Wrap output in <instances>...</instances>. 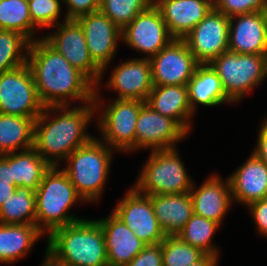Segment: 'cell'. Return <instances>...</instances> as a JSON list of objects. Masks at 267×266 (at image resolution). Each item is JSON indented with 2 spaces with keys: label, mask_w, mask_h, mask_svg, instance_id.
<instances>
[{
  "label": "cell",
  "mask_w": 267,
  "mask_h": 266,
  "mask_svg": "<svg viewBox=\"0 0 267 266\" xmlns=\"http://www.w3.org/2000/svg\"><path fill=\"white\" fill-rule=\"evenodd\" d=\"M67 11L63 19H76L82 15L100 10L101 0H63Z\"/></svg>",
  "instance_id": "74e56055"
},
{
  "label": "cell",
  "mask_w": 267,
  "mask_h": 266,
  "mask_svg": "<svg viewBox=\"0 0 267 266\" xmlns=\"http://www.w3.org/2000/svg\"><path fill=\"white\" fill-rule=\"evenodd\" d=\"M29 44L20 33L0 29V73L26 64Z\"/></svg>",
  "instance_id": "1f68e13d"
},
{
  "label": "cell",
  "mask_w": 267,
  "mask_h": 266,
  "mask_svg": "<svg viewBox=\"0 0 267 266\" xmlns=\"http://www.w3.org/2000/svg\"><path fill=\"white\" fill-rule=\"evenodd\" d=\"M9 167L16 187L25 186L35 192L51 165L32 147L9 153Z\"/></svg>",
  "instance_id": "83f0119b"
},
{
  "label": "cell",
  "mask_w": 267,
  "mask_h": 266,
  "mask_svg": "<svg viewBox=\"0 0 267 266\" xmlns=\"http://www.w3.org/2000/svg\"><path fill=\"white\" fill-rule=\"evenodd\" d=\"M0 182L14 183L9 167V154L0 155Z\"/></svg>",
  "instance_id": "60d3db41"
},
{
  "label": "cell",
  "mask_w": 267,
  "mask_h": 266,
  "mask_svg": "<svg viewBox=\"0 0 267 266\" xmlns=\"http://www.w3.org/2000/svg\"><path fill=\"white\" fill-rule=\"evenodd\" d=\"M129 189L112 212L146 245L161 243L166 234L154 214L150 197L133 186Z\"/></svg>",
  "instance_id": "9a60e30c"
},
{
  "label": "cell",
  "mask_w": 267,
  "mask_h": 266,
  "mask_svg": "<svg viewBox=\"0 0 267 266\" xmlns=\"http://www.w3.org/2000/svg\"><path fill=\"white\" fill-rule=\"evenodd\" d=\"M46 245L57 259L71 266H108L103 230L96 219L53 230Z\"/></svg>",
  "instance_id": "3957f363"
},
{
  "label": "cell",
  "mask_w": 267,
  "mask_h": 266,
  "mask_svg": "<svg viewBox=\"0 0 267 266\" xmlns=\"http://www.w3.org/2000/svg\"><path fill=\"white\" fill-rule=\"evenodd\" d=\"M148 196L166 236H176L193 215V202L189 193Z\"/></svg>",
  "instance_id": "cb8c5ba5"
},
{
  "label": "cell",
  "mask_w": 267,
  "mask_h": 266,
  "mask_svg": "<svg viewBox=\"0 0 267 266\" xmlns=\"http://www.w3.org/2000/svg\"><path fill=\"white\" fill-rule=\"evenodd\" d=\"M188 100L192 112L197 106L215 107L223 103H234L227 95L216 71L210 64H199L188 81ZM198 104V105H197Z\"/></svg>",
  "instance_id": "d4e9b609"
},
{
  "label": "cell",
  "mask_w": 267,
  "mask_h": 266,
  "mask_svg": "<svg viewBox=\"0 0 267 266\" xmlns=\"http://www.w3.org/2000/svg\"><path fill=\"white\" fill-rule=\"evenodd\" d=\"M168 32L183 39L214 8V0H153Z\"/></svg>",
  "instance_id": "d6986e66"
},
{
  "label": "cell",
  "mask_w": 267,
  "mask_h": 266,
  "mask_svg": "<svg viewBox=\"0 0 267 266\" xmlns=\"http://www.w3.org/2000/svg\"><path fill=\"white\" fill-rule=\"evenodd\" d=\"M257 146L252 154L267 164V117L263 120L260 130L258 131Z\"/></svg>",
  "instance_id": "ab89813d"
},
{
  "label": "cell",
  "mask_w": 267,
  "mask_h": 266,
  "mask_svg": "<svg viewBox=\"0 0 267 266\" xmlns=\"http://www.w3.org/2000/svg\"><path fill=\"white\" fill-rule=\"evenodd\" d=\"M34 125V118L0 113V155L32 148Z\"/></svg>",
  "instance_id": "4316f807"
},
{
  "label": "cell",
  "mask_w": 267,
  "mask_h": 266,
  "mask_svg": "<svg viewBox=\"0 0 267 266\" xmlns=\"http://www.w3.org/2000/svg\"><path fill=\"white\" fill-rule=\"evenodd\" d=\"M258 233L267 237V198L250 203L248 206Z\"/></svg>",
  "instance_id": "f35d334b"
},
{
  "label": "cell",
  "mask_w": 267,
  "mask_h": 266,
  "mask_svg": "<svg viewBox=\"0 0 267 266\" xmlns=\"http://www.w3.org/2000/svg\"><path fill=\"white\" fill-rule=\"evenodd\" d=\"M26 64L44 107L94 101L95 85L42 37L29 44Z\"/></svg>",
  "instance_id": "6da1fadb"
},
{
  "label": "cell",
  "mask_w": 267,
  "mask_h": 266,
  "mask_svg": "<svg viewBox=\"0 0 267 266\" xmlns=\"http://www.w3.org/2000/svg\"><path fill=\"white\" fill-rule=\"evenodd\" d=\"M146 103L154 111L175 120L190 134L194 113L189 105L187 85L153 86Z\"/></svg>",
  "instance_id": "603a6c76"
},
{
  "label": "cell",
  "mask_w": 267,
  "mask_h": 266,
  "mask_svg": "<svg viewBox=\"0 0 267 266\" xmlns=\"http://www.w3.org/2000/svg\"><path fill=\"white\" fill-rule=\"evenodd\" d=\"M188 133L172 118L154 111L147 103L141 109L136 123L135 150H166L176 148L177 142Z\"/></svg>",
  "instance_id": "2e32d148"
},
{
  "label": "cell",
  "mask_w": 267,
  "mask_h": 266,
  "mask_svg": "<svg viewBox=\"0 0 267 266\" xmlns=\"http://www.w3.org/2000/svg\"><path fill=\"white\" fill-rule=\"evenodd\" d=\"M56 24L57 30L42 38L96 86L102 69L92 60L80 24L75 19H64Z\"/></svg>",
  "instance_id": "30bf717a"
},
{
  "label": "cell",
  "mask_w": 267,
  "mask_h": 266,
  "mask_svg": "<svg viewBox=\"0 0 267 266\" xmlns=\"http://www.w3.org/2000/svg\"><path fill=\"white\" fill-rule=\"evenodd\" d=\"M228 50L240 54H267V9L229 17Z\"/></svg>",
  "instance_id": "e0dca14e"
},
{
  "label": "cell",
  "mask_w": 267,
  "mask_h": 266,
  "mask_svg": "<svg viewBox=\"0 0 267 266\" xmlns=\"http://www.w3.org/2000/svg\"><path fill=\"white\" fill-rule=\"evenodd\" d=\"M35 195L36 226L43 233L47 231L49 235L57 228L83 219L68 213L75 203L85 201L59 166H51L46 171Z\"/></svg>",
  "instance_id": "277c9868"
},
{
  "label": "cell",
  "mask_w": 267,
  "mask_h": 266,
  "mask_svg": "<svg viewBox=\"0 0 267 266\" xmlns=\"http://www.w3.org/2000/svg\"><path fill=\"white\" fill-rule=\"evenodd\" d=\"M63 0H29L32 23L38 28L54 27L62 12Z\"/></svg>",
  "instance_id": "e575fe53"
},
{
  "label": "cell",
  "mask_w": 267,
  "mask_h": 266,
  "mask_svg": "<svg viewBox=\"0 0 267 266\" xmlns=\"http://www.w3.org/2000/svg\"><path fill=\"white\" fill-rule=\"evenodd\" d=\"M161 245L163 266H189L205 255L201 250L184 243L177 235L166 236Z\"/></svg>",
  "instance_id": "836d02e7"
},
{
  "label": "cell",
  "mask_w": 267,
  "mask_h": 266,
  "mask_svg": "<svg viewBox=\"0 0 267 266\" xmlns=\"http://www.w3.org/2000/svg\"><path fill=\"white\" fill-rule=\"evenodd\" d=\"M16 186L14 183H3L0 182V207L15 193Z\"/></svg>",
  "instance_id": "b9f144b4"
},
{
  "label": "cell",
  "mask_w": 267,
  "mask_h": 266,
  "mask_svg": "<svg viewBox=\"0 0 267 266\" xmlns=\"http://www.w3.org/2000/svg\"><path fill=\"white\" fill-rule=\"evenodd\" d=\"M228 178L233 201L248 206L267 198V164L253 154Z\"/></svg>",
  "instance_id": "7402d4cb"
},
{
  "label": "cell",
  "mask_w": 267,
  "mask_h": 266,
  "mask_svg": "<svg viewBox=\"0 0 267 266\" xmlns=\"http://www.w3.org/2000/svg\"><path fill=\"white\" fill-rule=\"evenodd\" d=\"M151 4H153V0H101L100 10L123 30Z\"/></svg>",
  "instance_id": "d6a6232c"
},
{
  "label": "cell",
  "mask_w": 267,
  "mask_h": 266,
  "mask_svg": "<svg viewBox=\"0 0 267 266\" xmlns=\"http://www.w3.org/2000/svg\"><path fill=\"white\" fill-rule=\"evenodd\" d=\"M214 8L227 17L267 9V0H214Z\"/></svg>",
  "instance_id": "d590c367"
},
{
  "label": "cell",
  "mask_w": 267,
  "mask_h": 266,
  "mask_svg": "<svg viewBox=\"0 0 267 266\" xmlns=\"http://www.w3.org/2000/svg\"><path fill=\"white\" fill-rule=\"evenodd\" d=\"M1 224H36V195L25 186L16 187L15 193L0 207Z\"/></svg>",
  "instance_id": "f1b7e54d"
},
{
  "label": "cell",
  "mask_w": 267,
  "mask_h": 266,
  "mask_svg": "<svg viewBox=\"0 0 267 266\" xmlns=\"http://www.w3.org/2000/svg\"><path fill=\"white\" fill-rule=\"evenodd\" d=\"M41 266H71L68 263H65L57 259L50 251L46 250L45 258L43 259Z\"/></svg>",
  "instance_id": "7bdbcfd3"
},
{
  "label": "cell",
  "mask_w": 267,
  "mask_h": 266,
  "mask_svg": "<svg viewBox=\"0 0 267 266\" xmlns=\"http://www.w3.org/2000/svg\"><path fill=\"white\" fill-rule=\"evenodd\" d=\"M98 93L95 91L93 102L96 114L103 108L97 121V127L102 134L100 140L116 152H134L136 123L140 109L146 102L115 98L103 107L102 97Z\"/></svg>",
  "instance_id": "ba28073f"
},
{
  "label": "cell",
  "mask_w": 267,
  "mask_h": 266,
  "mask_svg": "<svg viewBox=\"0 0 267 266\" xmlns=\"http://www.w3.org/2000/svg\"><path fill=\"white\" fill-rule=\"evenodd\" d=\"M75 20L84 32L92 60L102 69L101 78L95 86V91H99L104 71L115 57L117 43L122 39V30L101 10L82 15Z\"/></svg>",
  "instance_id": "4fadbf2b"
},
{
  "label": "cell",
  "mask_w": 267,
  "mask_h": 266,
  "mask_svg": "<svg viewBox=\"0 0 267 266\" xmlns=\"http://www.w3.org/2000/svg\"><path fill=\"white\" fill-rule=\"evenodd\" d=\"M106 86L118 92L117 99L146 102L153 89L151 64L147 58H133L117 65Z\"/></svg>",
  "instance_id": "ac0fdd59"
},
{
  "label": "cell",
  "mask_w": 267,
  "mask_h": 266,
  "mask_svg": "<svg viewBox=\"0 0 267 266\" xmlns=\"http://www.w3.org/2000/svg\"><path fill=\"white\" fill-rule=\"evenodd\" d=\"M223 181L220 176L214 174L198 188L193 183L189 192L193 202V214L222 224L223 218L234 203L229 178Z\"/></svg>",
  "instance_id": "ffe728a7"
},
{
  "label": "cell",
  "mask_w": 267,
  "mask_h": 266,
  "mask_svg": "<svg viewBox=\"0 0 267 266\" xmlns=\"http://www.w3.org/2000/svg\"><path fill=\"white\" fill-rule=\"evenodd\" d=\"M97 221L104 234L108 266H126L146 246L113 212Z\"/></svg>",
  "instance_id": "44dd1931"
},
{
  "label": "cell",
  "mask_w": 267,
  "mask_h": 266,
  "mask_svg": "<svg viewBox=\"0 0 267 266\" xmlns=\"http://www.w3.org/2000/svg\"><path fill=\"white\" fill-rule=\"evenodd\" d=\"M122 42L150 59L174 38L170 35L159 9L151 4L140 12L121 32Z\"/></svg>",
  "instance_id": "7c38bea8"
},
{
  "label": "cell",
  "mask_w": 267,
  "mask_h": 266,
  "mask_svg": "<svg viewBox=\"0 0 267 266\" xmlns=\"http://www.w3.org/2000/svg\"><path fill=\"white\" fill-rule=\"evenodd\" d=\"M126 266H163L162 245H146Z\"/></svg>",
  "instance_id": "8d00e7d4"
},
{
  "label": "cell",
  "mask_w": 267,
  "mask_h": 266,
  "mask_svg": "<svg viewBox=\"0 0 267 266\" xmlns=\"http://www.w3.org/2000/svg\"><path fill=\"white\" fill-rule=\"evenodd\" d=\"M226 95L238 103L267 77V54L223 52L211 63Z\"/></svg>",
  "instance_id": "52a82bcc"
},
{
  "label": "cell",
  "mask_w": 267,
  "mask_h": 266,
  "mask_svg": "<svg viewBox=\"0 0 267 266\" xmlns=\"http://www.w3.org/2000/svg\"><path fill=\"white\" fill-rule=\"evenodd\" d=\"M68 108L70 106L44 107L35 119L33 148L51 166H59V162L94 137L86 131L95 117L94 102ZM53 113L59 114L52 118Z\"/></svg>",
  "instance_id": "7a4b0ae2"
},
{
  "label": "cell",
  "mask_w": 267,
  "mask_h": 266,
  "mask_svg": "<svg viewBox=\"0 0 267 266\" xmlns=\"http://www.w3.org/2000/svg\"><path fill=\"white\" fill-rule=\"evenodd\" d=\"M218 257L205 254L199 261L189 266H218Z\"/></svg>",
  "instance_id": "ee69618b"
},
{
  "label": "cell",
  "mask_w": 267,
  "mask_h": 266,
  "mask_svg": "<svg viewBox=\"0 0 267 266\" xmlns=\"http://www.w3.org/2000/svg\"><path fill=\"white\" fill-rule=\"evenodd\" d=\"M219 228V223L193 214L177 236L203 253L219 258V250L212 241Z\"/></svg>",
  "instance_id": "4dcf8cb0"
},
{
  "label": "cell",
  "mask_w": 267,
  "mask_h": 266,
  "mask_svg": "<svg viewBox=\"0 0 267 266\" xmlns=\"http://www.w3.org/2000/svg\"><path fill=\"white\" fill-rule=\"evenodd\" d=\"M183 40L199 64H210L228 51L229 17L213 8Z\"/></svg>",
  "instance_id": "8fae6325"
},
{
  "label": "cell",
  "mask_w": 267,
  "mask_h": 266,
  "mask_svg": "<svg viewBox=\"0 0 267 266\" xmlns=\"http://www.w3.org/2000/svg\"><path fill=\"white\" fill-rule=\"evenodd\" d=\"M0 29L18 32L30 43L39 39L33 38L39 28L32 23L27 0L0 1Z\"/></svg>",
  "instance_id": "f546056e"
},
{
  "label": "cell",
  "mask_w": 267,
  "mask_h": 266,
  "mask_svg": "<svg viewBox=\"0 0 267 266\" xmlns=\"http://www.w3.org/2000/svg\"><path fill=\"white\" fill-rule=\"evenodd\" d=\"M176 149L151 151L133 187L144 195L189 193L194 182Z\"/></svg>",
  "instance_id": "8992f818"
},
{
  "label": "cell",
  "mask_w": 267,
  "mask_h": 266,
  "mask_svg": "<svg viewBox=\"0 0 267 266\" xmlns=\"http://www.w3.org/2000/svg\"><path fill=\"white\" fill-rule=\"evenodd\" d=\"M43 234L36 224L0 223V263L10 264L26 257Z\"/></svg>",
  "instance_id": "484cf974"
},
{
  "label": "cell",
  "mask_w": 267,
  "mask_h": 266,
  "mask_svg": "<svg viewBox=\"0 0 267 266\" xmlns=\"http://www.w3.org/2000/svg\"><path fill=\"white\" fill-rule=\"evenodd\" d=\"M149 61L153 86L187 85L199 65L183 39H173Z\"/></svg>",
  "instance_id": "5bb4252c"
},
{
  "label": "cell",
  "mask_w": 267,
  "mask_h": 266,
  "mask_svg": "<svg viewBox=\"0 0 267 266\" xmlns=\"http://www.w3.org/2000/svg\"><path fill=\"white\" fill-rule=\"evenodd\" d=\"M113 151L99 138L93 137L66 158L67 165L63 170L85 203L101 199L110 174Z\"/></svg>",
  "instance_id": "5b68a950"
},
{
  "label": "cell",
  "mask_w": 267,
  "mask_h": 266,
  "mask_svg": "<svg viewBox=\"0 0 267 266\" xmlns=\"http://www.w3.org/2000/svg\"><path fill=\"white\" fill-rule=\"evenodd\" d=\"M44 106L27 64L0 73V113L36 119Z\"/></svg>",
  "instance_id": "9c48e42d"
}]
</instances>
